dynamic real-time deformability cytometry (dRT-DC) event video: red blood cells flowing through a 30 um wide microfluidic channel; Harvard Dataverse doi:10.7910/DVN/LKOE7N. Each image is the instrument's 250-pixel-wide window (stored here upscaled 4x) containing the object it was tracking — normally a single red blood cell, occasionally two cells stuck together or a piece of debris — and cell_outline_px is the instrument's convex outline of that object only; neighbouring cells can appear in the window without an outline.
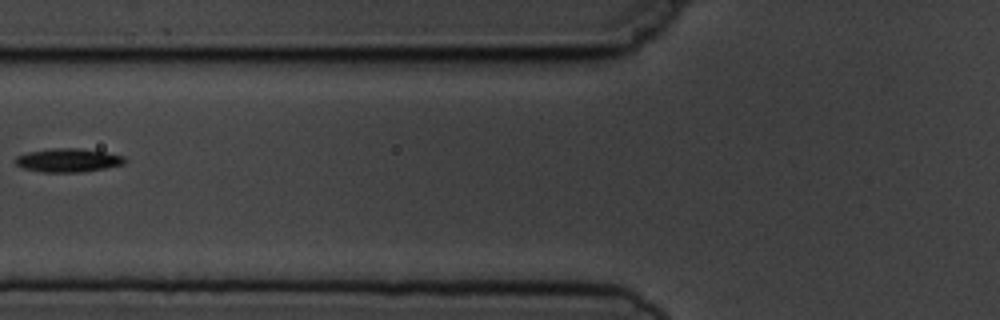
{"species": "common noctule bat (a hibernating species)", "species_latin": "Nyctalus noctula", "temperature_condition": "cold", "stored_images_in_passage": 7, "camera_frame_rate_fps": 3000, "um_per_image_px": 0.085, "animal": {"sex": "male", "body_mass_g": 19.5, "forearm_length_mm": 54.6}, "frame": {"image": 1, "passage_image": 6, "time_ms": 6.667, "image_size_px": [1000, 320], "cell_outline_px": [[128, 160], [124, 164], [84, 172], [40, 172], [24, 168], [16, 164], [16, 156], [28, 152], [52, 148], [80, 148], [104, 152], [124, 156]], "centroid_in_image_um": [5.81, 13.62], "position_along_channel_um": 120.0, "area_um2": 15.03}}
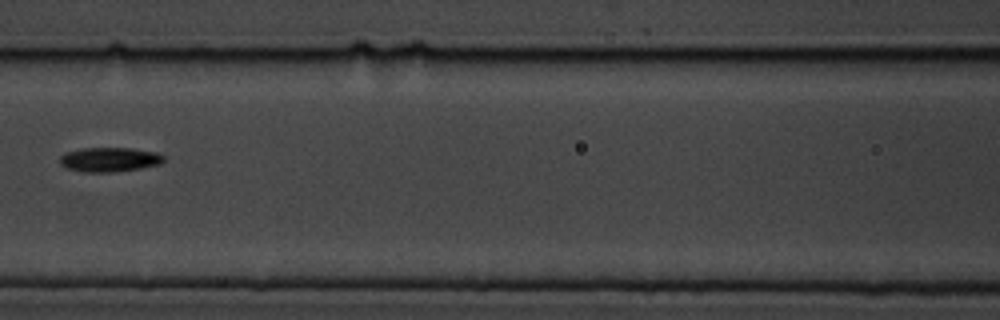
{"frame": {"image": 2, "passage_image": 7, "time_ms": 7.667, "image_size_px": [1000, 320], "cell_outline_px": [[164, 160], [160, 164], [140, 168], [116, 172], [84, 172], [68, 168], [60, 164], [60, 156], [68, 152], [80, 148], [132, 148], [156, 152], [164, 156]], "centroid_in_image_um": [9.32, 13.56], "position_along_channel_um": 157.3, "area_um2": 14.74}}